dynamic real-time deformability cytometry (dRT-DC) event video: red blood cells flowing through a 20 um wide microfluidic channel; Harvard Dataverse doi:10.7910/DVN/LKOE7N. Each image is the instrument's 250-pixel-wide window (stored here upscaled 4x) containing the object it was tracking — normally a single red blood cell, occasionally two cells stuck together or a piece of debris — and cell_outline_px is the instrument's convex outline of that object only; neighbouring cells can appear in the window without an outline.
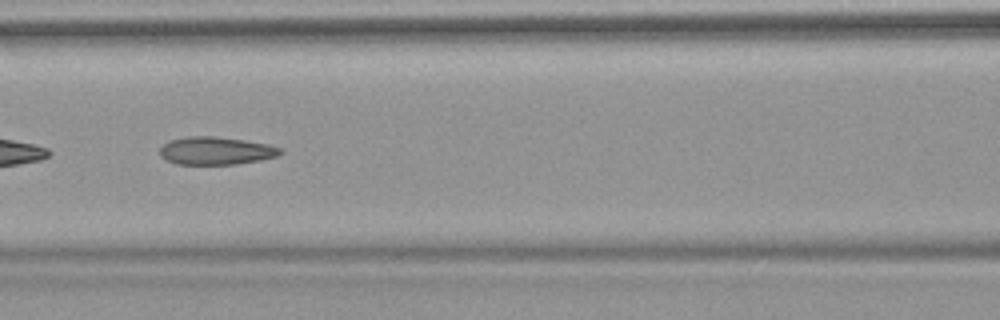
{"species": "common noctule bat (a hibernating species)", "species_latin": "Nyctalus noctula", "temperature_condition": "warm", "stored_images_in_passage": 8, "camera_frame_rate_fps": 3000, "um_per_image_px": 0.085, "animal": {"sex": "female", "body_mass_g": 18.4}, "frame": {"image": 1, "passage_image": 7, "time_ms": 7.0, "image_size_px": [1000, 320], "cell_outline_px": [[284, 152], [276, 156], [236, 164], [176, 164], [160, 156], [160, 148], [168, 140], [188, 136], [216, 136], [244, 140], [268, 144], [284, 148]], "centroid_in_image_um": [18.35, 12.8], "position_along_channel_um": 148.2, "area_um2": 19.54}}